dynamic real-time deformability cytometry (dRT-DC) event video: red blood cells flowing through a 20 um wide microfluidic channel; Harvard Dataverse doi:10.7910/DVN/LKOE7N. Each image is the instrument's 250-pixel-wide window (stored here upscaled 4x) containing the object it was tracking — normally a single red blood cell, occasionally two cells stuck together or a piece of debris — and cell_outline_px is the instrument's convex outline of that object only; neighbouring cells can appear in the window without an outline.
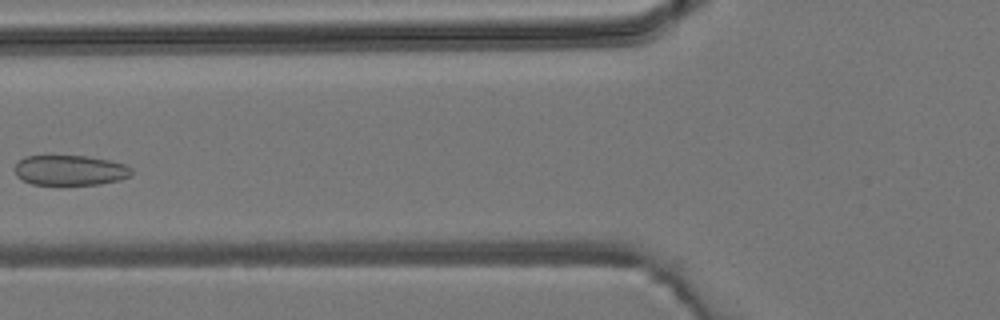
{"species": "common noctule bat (a hibernating species)", "species_latin": "Nyctalus noctula", "temperature_condition": "room temperature", "stored_images_in_passage": 5, "camera_frame_rate_fps": 3000, "um_per_image_px": 0.085, "animal": {"sex": "male", "body_mass_g": 19.2, "forearm_length_mm": 51.8}, "frame": {"image": 1, "passage_image": 5, "time_ms": 4.667, "image_size_px": [1000, 320], "cell_outline_px": [[132, 172], [128, 176], [120, 180], [100, 184], [32, 184], [16, 176], [16, 164], [24, 156], [88, 156], [108, 160], [124, 164], [132, 168]], "centroid_in_image_um": [5.97, 14.47], "position_along_channel_um": 119.8, "area_um2": 20.29}}